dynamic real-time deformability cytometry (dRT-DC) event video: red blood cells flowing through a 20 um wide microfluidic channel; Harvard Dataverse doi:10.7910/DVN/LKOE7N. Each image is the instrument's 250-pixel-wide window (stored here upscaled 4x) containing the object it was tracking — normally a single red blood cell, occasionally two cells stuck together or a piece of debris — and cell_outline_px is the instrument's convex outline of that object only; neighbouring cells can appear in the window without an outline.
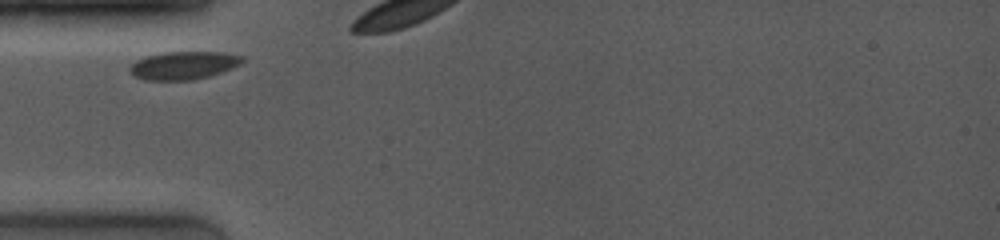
{"species": "common noctule bat (a hibernating species)", "species_latin": "Nyctalus noctula", "temperature_condition": "room temperature", "stored_images_in_passage": 4, "camera_frame_rate_fps": 4000, "um_per_image_px": 0.085, "animal": {"sex": "female", "body_mass_g": 19.0, "forearm_length_mm": 53.3}, "frame": {"image": 1, "passage_image": 1, "time_ms": 0.0, "image_size_px": [1000, 240], "cell_outline_px": [[244, 60], [240, 64], [232, 68], [208, 76], [192, 80], [148, 80], [136, 76], [128, 68], [136, 60], [144, 56], [164, 52], [220, 52], [244, 56]], "centroid_in_image_um": [15.61, 5.54], "position_along_channel_um": 69.4, "area_um2": 18.21}}